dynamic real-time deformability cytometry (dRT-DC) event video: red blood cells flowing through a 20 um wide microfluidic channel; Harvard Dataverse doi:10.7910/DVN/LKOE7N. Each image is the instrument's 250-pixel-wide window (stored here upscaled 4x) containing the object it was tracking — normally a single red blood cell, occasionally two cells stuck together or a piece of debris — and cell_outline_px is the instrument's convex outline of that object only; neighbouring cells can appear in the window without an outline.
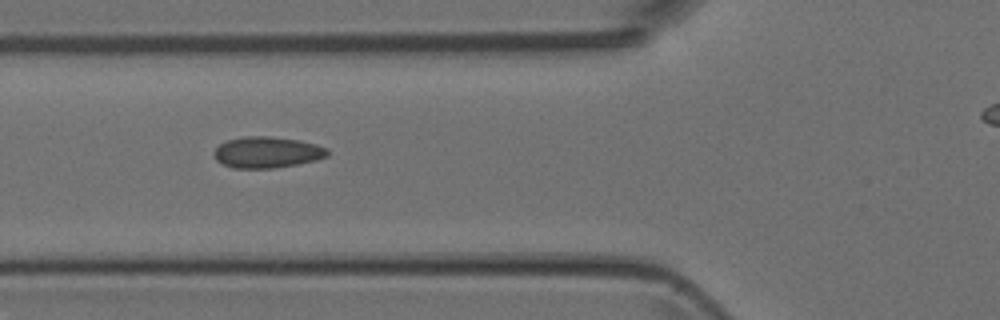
{"species": "Egyptian fruit bat (a non-hibernating species)", "species_latin": "Rousettus aegyptiacus", "temperature_condition": "room temperature", "stored_images_in_passage": 6, "camera_frame_rate_fps": 3000, "um_per_image_px": 0.085, "animal": {"sex": "female"}, "frame": {"image": 1, "passage_image": 6, "time_ms": 5.667, "image_size_px": [1000, 320], "cell_outline_px": [[328, 156], [316, 160], [296, 164], [272, 168], [232, 168], [216, 160], [212, 152], [220, 144], [228, 140], [244, 136], [264, 136], [300, 140], [316, 144], [328, 148]], "centroid_in_image_um": [22.7, 12.94], "position_along_channel_um": 103.1, "area_um2": 20.58}}